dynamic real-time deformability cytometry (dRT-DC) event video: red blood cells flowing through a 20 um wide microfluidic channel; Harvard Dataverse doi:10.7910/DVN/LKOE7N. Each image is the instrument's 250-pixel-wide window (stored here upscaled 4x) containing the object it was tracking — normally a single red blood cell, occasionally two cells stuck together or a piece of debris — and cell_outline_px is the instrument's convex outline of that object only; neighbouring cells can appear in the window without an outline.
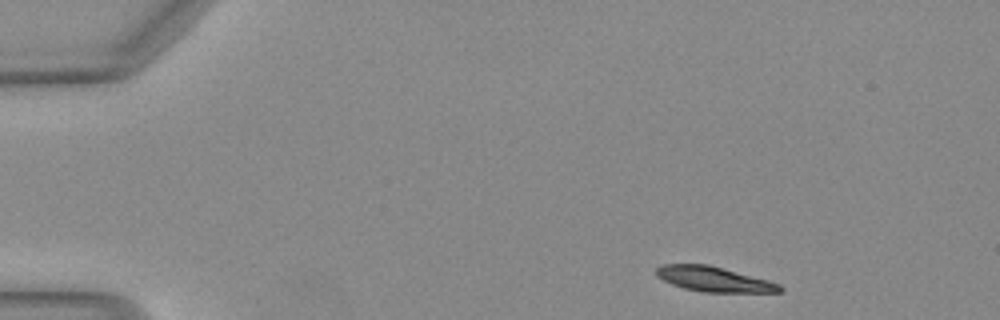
{"species": "Egyptian fruit bat (a non-hibernating species)", "species_latin": "Rousettus aegyptiacus", "temperature_condition": "warm", "stored_images_in_passage": 44, "camera_frame_rate_fps": 3000, "um_per_image_px": 0.085, "animal": {"sex": "female"}, "frame": {"image": 1, "passage_image": 1, "time_ms": 0.0, "image_size_px": [1000, 320], "cell_outline_px": [[784, 288], [780, 292], [704, 292], [684, 288], [672, 284], [656, 276], [656, 268], [664, 264], [708, 264], [768, 280], [780, 284]], "centroid_in_image_um": [60.69, 23.73], "position_along_channel_um": 24.3, "area_um2": 17.86}}
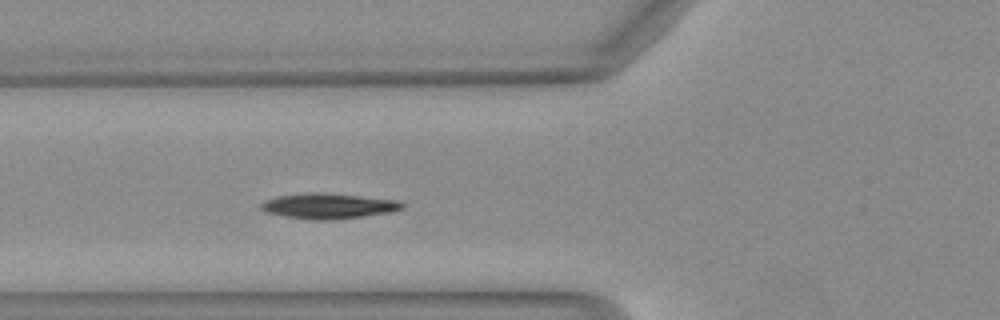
{"frame": {"image": 2, "passage_image": 13, "time_ms": 4.0, "image_size_px": [1000, 320], "cell_outline_px": [[404, 208], [392, 212], [364, 216], [332, 220], [312, 220], [284, 216], [268, 212], [260, 208], [260, 204], [264, 200], [276, 196], [308, 192], [316, 192], [400, 200], [404, 204]], "centroid_in_image_um": [27.92, 17.51], "position_along_channel_um": 97.9, "area_um2": 20.92}}
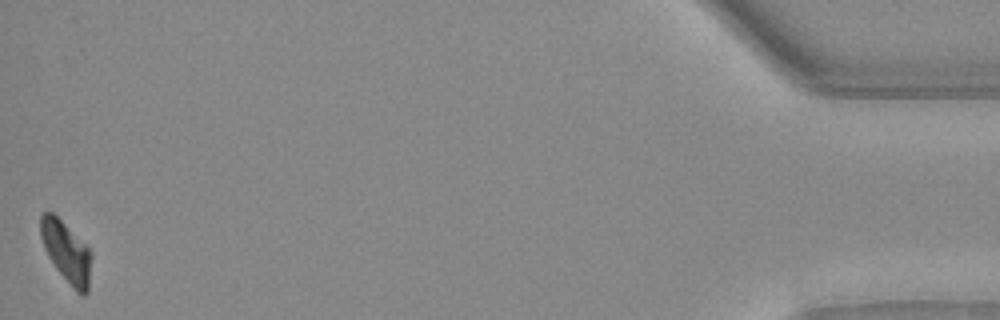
{"frame": {"image": 3, "passage_image": 44, "time_ms": 14.333, "image_size_px": [1000, 320], "cell_outline_px": [[92, 256], [88, 292], [84, 296], [80, 296], [76, 292], [56, 268], [48, 256], [44, 248], [40, 236], [40, 216], [44, 212], [52, 212], [92, 252]], "centroid_in_image_um": [5.65, 21.46], "position_along_channel_um": 429.6, "area_um2": 17.86}, "authors_computed_cell_mechanics": {"area_um2": 19.4497, "velocity_mm_per_s": 4.0797, "shape_relaxation_time_tau1_ms": 3.0213, "shape_relaxation_time_tau2_ms": null, "deformation_change_tau1": 0.1394, "deformation_change_tau2": null}}